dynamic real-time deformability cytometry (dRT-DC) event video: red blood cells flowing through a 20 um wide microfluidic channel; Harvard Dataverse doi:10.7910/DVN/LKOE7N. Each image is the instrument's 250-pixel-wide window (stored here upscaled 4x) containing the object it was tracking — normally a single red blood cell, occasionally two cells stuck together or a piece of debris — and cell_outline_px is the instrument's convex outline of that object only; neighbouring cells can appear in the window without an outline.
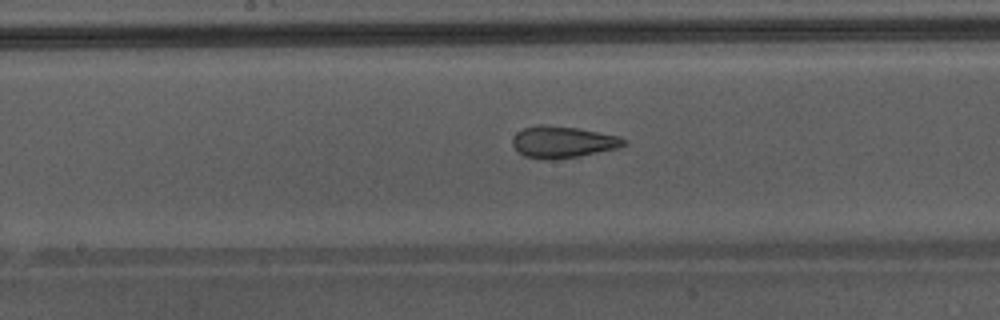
{"species": "Egyptian fruit bat (a non-hibernating species)", "species_latin": "Rousettus aegyptiacus", "temperature_condition": "warm", "stored_images_in_passage": 26, "camera_frame_rate_fps": 3000, "um_per_image_px": 0.085, "animal": {"sex": "male"}, "frame": {"image": 1, "passage_image": 12, "time_ms": 3.667, "image_size_px": [1000, 320], "cell_outline_px": [[628, 144], [616, 148], [580, 156], [552, 160], [548, 160], [524, 156], [512, 144], [512, 140], [516, 132], [524, 128], [540, 124], [544, 124], [580, 128], [620, 136], [628, 140]], "centroid_in_image_um": [47.86, 12.06], "position_along_channel_um": 200.3, "area_um2": 20.69}}